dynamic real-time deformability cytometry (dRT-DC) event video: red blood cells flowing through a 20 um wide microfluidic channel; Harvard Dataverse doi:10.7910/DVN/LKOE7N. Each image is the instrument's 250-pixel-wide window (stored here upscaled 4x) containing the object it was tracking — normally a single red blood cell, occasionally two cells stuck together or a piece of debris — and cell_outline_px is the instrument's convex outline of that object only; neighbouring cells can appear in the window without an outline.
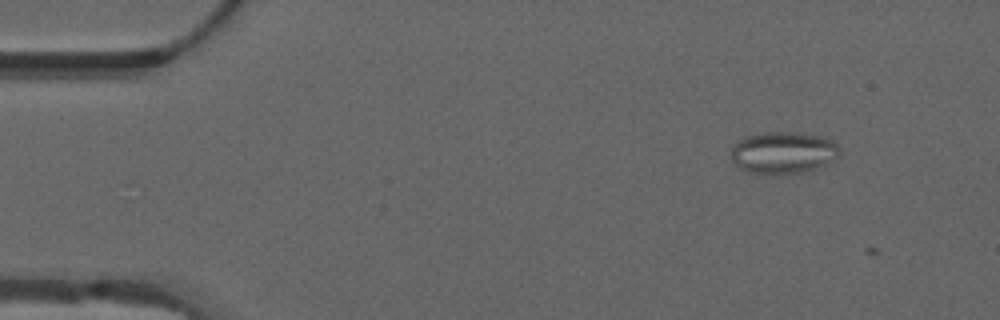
{"species": "common noctule bat (a hibernating species)", "species_latin": "Nyctalus noctula", "temperature_condition": "warm", "stored_images_in_passage": 2, "camera_frame_rate_fps": 3000, "um_per_image_px": 0.085, "animal": {"sex": "male", "forearm_length_mm": 52.5}, "frame": {"image": 1, "passage_image": 1, "time_ms": 0.0, "image_size_px": [1000, 320], "cell_outline_px": [[840, 156], [816, 168], [804, 172], [772, 176], [748, 172], [740, 168], [732, 160], [732, 148], [736, 140], [744, 136], [764, 132], [792, 132], [816, 136], [832, 140], [840, 148]], "centroid_in_image_um": [66.53, 12.99], "position_along_channel_um": 18.5, "area_um2": 26.82}}